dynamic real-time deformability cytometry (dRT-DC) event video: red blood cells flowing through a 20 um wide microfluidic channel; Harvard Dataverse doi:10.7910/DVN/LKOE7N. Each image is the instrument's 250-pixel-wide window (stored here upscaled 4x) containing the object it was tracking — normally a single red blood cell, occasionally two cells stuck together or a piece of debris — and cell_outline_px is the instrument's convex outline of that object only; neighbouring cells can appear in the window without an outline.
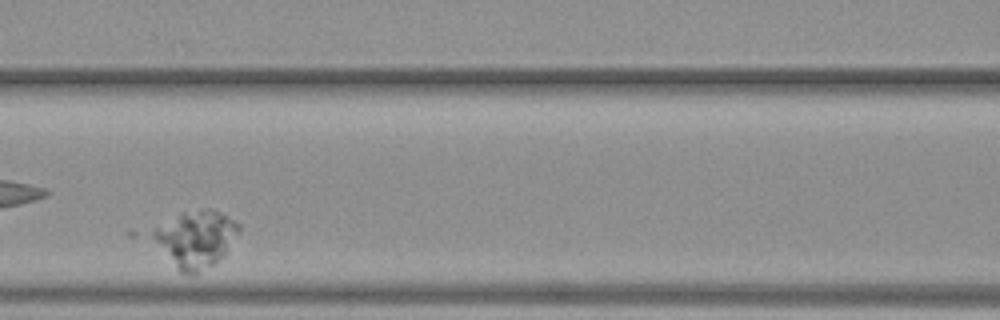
{"species": "common noctule bat (a hibernating species)", "species_latin": "Nyctalus noctula", "temperature_condition": "warm", "stored_images_in_passage": 40, "camera_frame_rate_fps": 3000, "um_per_image_px": 0.085, "animal": {"sex": "female", "body_mass_g": 19.3, "forearm_length_mm": 54.1}, "frame": {"image": 1, "passage_image": 13, "time_ms": 4.0, "image_size_px": [1000, 320], "cell_outline_px": [[240, 228], [224, 256], [196, 276], [188, 276], [180, 272], [148, 236], [148, 232], [180, 212], [200, 208], [212, 208], [236, 220], [240, 224]], "centroid_in_image_um": [16.6, 20.3], "position_along_channel_um": 150.0, "area_um2": 29.07}}
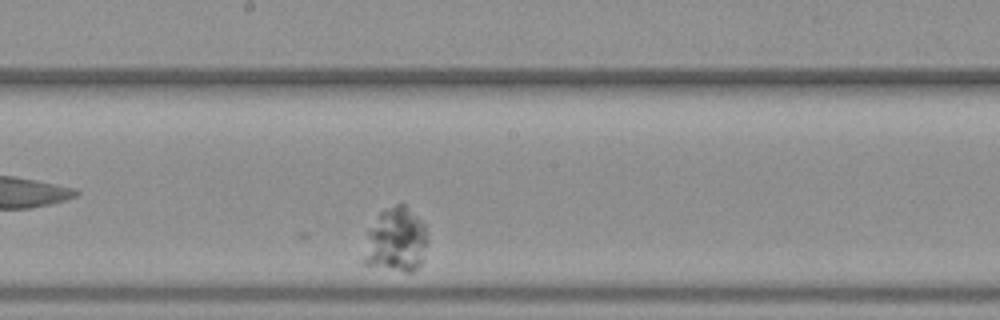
{"frame": {"image": 2, "passage_image": 19, "time_ms": 6.0, "image_size_px": [1000, 320], "cell_outline_px": [[428, 228], [424, 260], [412, 272], [404, 272], [364, 264], [360, 260], [368, 228], [380, 212], [384, 208], [396, 204], [404, 204]], "centroid_in_image_um": [33.62, 20.42], "position_along_channel_um": 214.6, "area_um2": 24.51}}
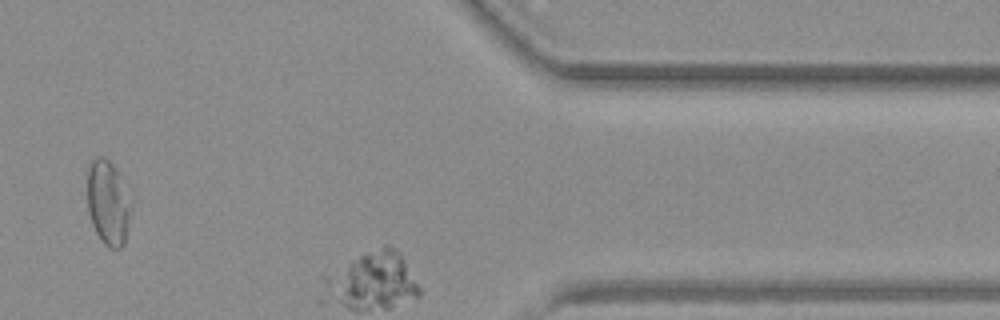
{"frame": {"image": 3, "passage_image": 34, "time_ms": 11.0, "image_size_px": [1000, 320], "cell_outline_px": [[132, 204], [124, 244], [120, 248], [108, 248], [104, 244], [96, 232], [92, 224], [88, 212], [88, 168], [92, 160], [96, 156], [100, 156], [108, 160], [116, 168], [120, 176]], "centroid_in_image_um": [9.18, 17.24], "position_along_channel_um": 402.2, "area_um2": 21.44}}